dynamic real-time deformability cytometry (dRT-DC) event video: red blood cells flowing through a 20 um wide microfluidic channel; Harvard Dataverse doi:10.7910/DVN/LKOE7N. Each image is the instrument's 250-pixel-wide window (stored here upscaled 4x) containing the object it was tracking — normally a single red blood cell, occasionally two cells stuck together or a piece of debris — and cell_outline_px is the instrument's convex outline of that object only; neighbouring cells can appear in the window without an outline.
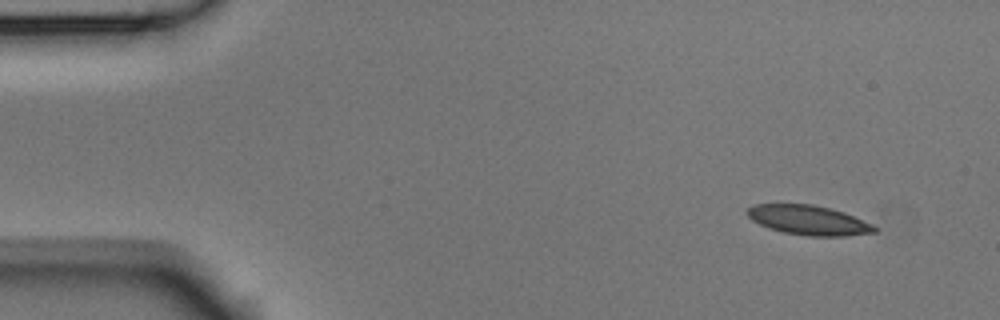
{"species": "Egyptian fruit bat (a non-hibernating species)", "species_latin": "Rousettus aegyptiacus", "temperature_condition": "room temperature", "stored_images_in_passage": 5, "segment_of_instrument_passage": [1, 2], "camera_frame_rate_fps": 3000, "um_per_image_px": 0.085, "animal": {"sex": "male"}, "frame": {"image": 1, "passage_image": 1, "time_ms": 0.0, "image_size_px": [1000, 320], "cell_outline_px": [[876, 232], [844, 236], [808, 236], [784, 232], [760, 224], [752, 220], [744, 212], [752, 204], [812, 204], [844, 212], [872, 224], [876, 228]], "centroid_in_image_um": [68.7, 18.7], "position_along_channel_um": 16.3, "area_um2": 21.73}}